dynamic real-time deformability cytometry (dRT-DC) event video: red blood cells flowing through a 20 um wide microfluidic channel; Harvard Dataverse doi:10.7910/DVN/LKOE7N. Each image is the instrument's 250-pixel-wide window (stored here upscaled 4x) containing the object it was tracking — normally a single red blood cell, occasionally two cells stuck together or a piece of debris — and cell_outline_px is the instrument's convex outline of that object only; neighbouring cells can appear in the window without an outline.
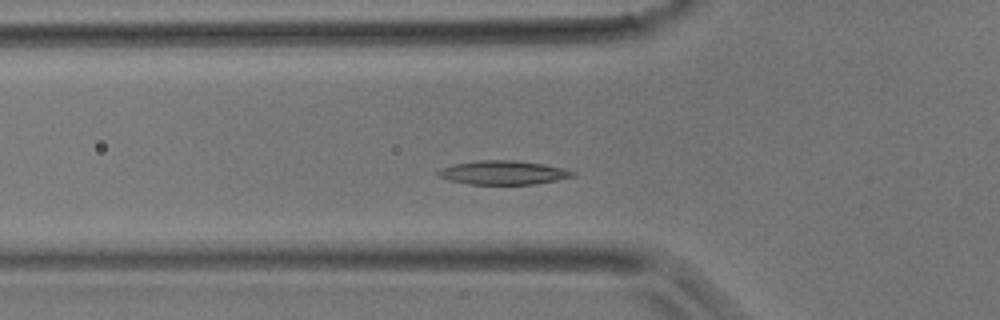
{"species": "common noctule bat (a hibernating species)", "species_latin": "Nyctalus noctula", "temperature_condition": "room temperature", "stored_images_in_passage": 11, "camera_frame_rate_fps": 3000, "um_per_image_px": 0.085, "animal": {"sex": "male", "body_mass_g": 17.9}, "frame": {"image": 1, "passage_image": 9, "time_ms": 2.667, "image_size_px": [1000, 320], "cell_outline_px": [[576, 176], [556, 180], [532, 184], [468, 184], [452, 180], [440, 176], [436, 172], [440, 168], [452, 164], [480, 160], [512, 160], [544, 164], [564, 168], [576, 172]], "centroid_in_image_um": [42.8, 14.66], "position_along_channel_um": 83.0, "area_um2": 18.61}}